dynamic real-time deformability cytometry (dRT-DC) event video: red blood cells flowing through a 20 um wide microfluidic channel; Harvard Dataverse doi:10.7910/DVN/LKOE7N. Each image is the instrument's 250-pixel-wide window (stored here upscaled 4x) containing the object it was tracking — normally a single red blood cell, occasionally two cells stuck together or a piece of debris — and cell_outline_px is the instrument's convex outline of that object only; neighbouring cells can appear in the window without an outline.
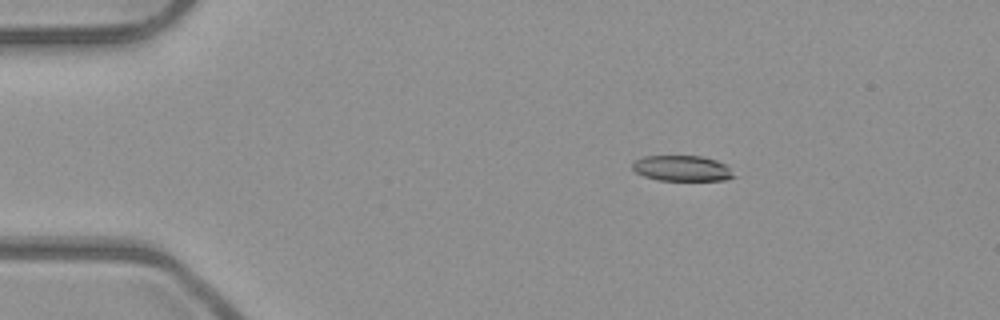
{"species": "common noctule bat (a hibernating species)", "species_latin": "Nyctalus noctula", "temperature_condition": "room temperature", "stored_images_in_passage": 3, "camera_frame_rate_fps": 3000, "um_per_image_px": 0.085, "animal": {"sex": "male", "body_mass_g": 23.1, "forearm_length_mm": 52.7}, "frame": {"image": 1, "passage_image": 1, "time_ms": 0.0, "image_size_px": [1000, 320], "cell_outline_px": [[736, 176], [724, 180], [660, 180], [644, 176], [636, 172], [632, 168], [632, 164], [636, 160], [644, 156], [700, 156], [716, 160], [728, 164]], "centroid_in_image_um": [58.02, 14.3], "position_along_channel_um": 27.0, "area_um2": 15.14}}
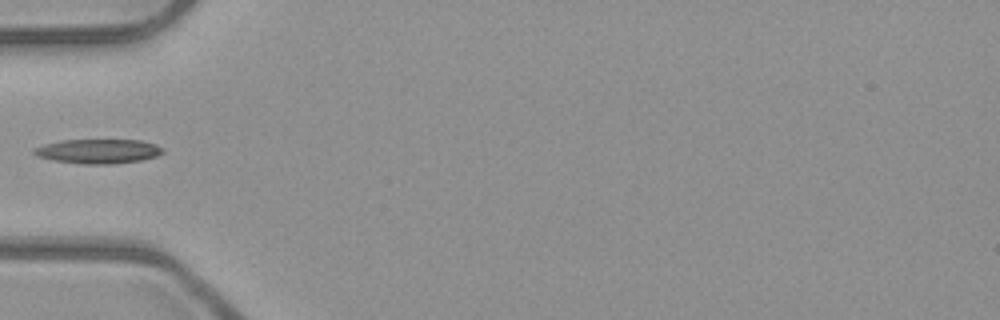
{"frame": {"image": 2, "passage_image": 3, "time_ms": 0.667, "image_size_px": [1000, 320], "cell_outline_px": [[164, 152], [156, 156], [140, 160], [108, 164], [84, 164], [52, 160], [36, 156], [32, 152], [32, 148], [44, 144], [64, 140], [140, 140], [156, 144], [164, 148]], "centroid_in_image_um": [8.32, 12.85], "position_along_channel_um": 76.7, "area_um2": 18.32}}